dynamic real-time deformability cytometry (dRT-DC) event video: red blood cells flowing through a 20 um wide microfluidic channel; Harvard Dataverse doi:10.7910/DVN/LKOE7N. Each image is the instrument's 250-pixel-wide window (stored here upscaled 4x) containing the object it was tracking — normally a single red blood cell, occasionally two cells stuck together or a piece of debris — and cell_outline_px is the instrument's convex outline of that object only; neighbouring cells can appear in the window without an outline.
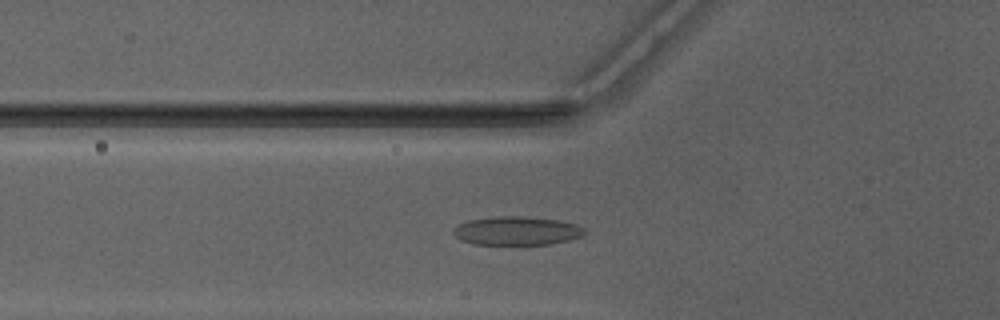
{"species": "Egyptian fruit bat (a non-hibernating species)", "species_latin": "Rousettus aegyptiacus", "temperature_condition": "warm", "stored_images_in_passage": 51, "segment_of_instrument_passage": [1, 2], "camera_frame_rate_fps": 3000, "um_per_image_px": 0.085, "animal": {"sex": "male"}, "frame": {"image": 1, "passage_image": 18, "time_ms": 5.667, "image_size_px": [1000, 320], "cell_outline_px": [[584, 232], [580, 236], [568, 240], [552, 244], [472, 244], [460, 240], [452, 232], [452, 228], [468, 220], [500, 216], [524, 216], [560, 220], [576, 224], [584, 228]], "centroid_in_image_um": [43.9, 19.61], "position_along_channel_um": 81.9, "area_um2": 21.85}}
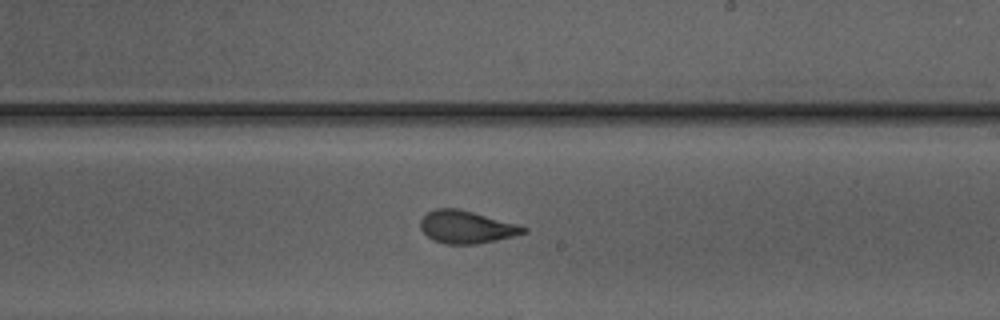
{"frame": {"image": 2, "passage_image": 30, "time_ms": 9.667, "image_size_px": [1000, 320], "cell_outline_px": [[528, 232], [496, 240], [476, 244], [444, 244], [432, 240], [420, 228], [420, 220], [428, 212], [436, 208], [456, 208], [520, 224], [528, 228]], "centroid_in_image_um": [39.66, 19.3], "position_along_channel_um": 249.3, "area_um2": 19.59}}
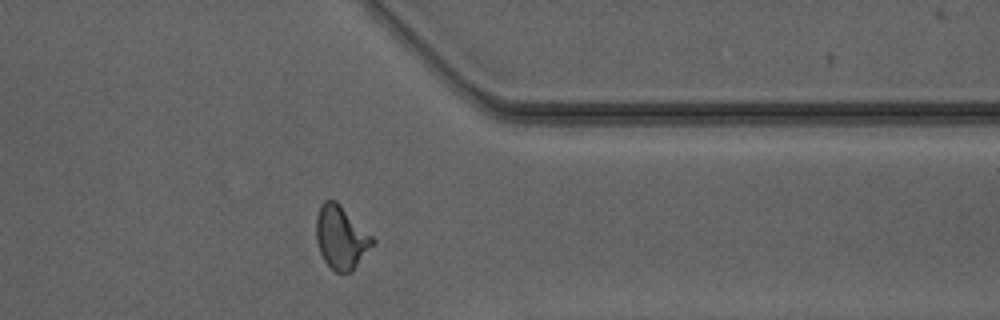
{"frame": {"image": 3, "passage_image": 40, "time_ms": 13.0, "image_size_px": [1000, 320], "cell_outline_px": [[376, 244], [352, 272], [336, 272], [324, 260], [320, 252], [316, 240], [316, 216], [320, 204], [324, 200], [336, 200], [376, 240]], "centroid_in_image_um": [29.01, 20.18], "position_along_channel_um": 382.4, "area_um2": 20.92}}